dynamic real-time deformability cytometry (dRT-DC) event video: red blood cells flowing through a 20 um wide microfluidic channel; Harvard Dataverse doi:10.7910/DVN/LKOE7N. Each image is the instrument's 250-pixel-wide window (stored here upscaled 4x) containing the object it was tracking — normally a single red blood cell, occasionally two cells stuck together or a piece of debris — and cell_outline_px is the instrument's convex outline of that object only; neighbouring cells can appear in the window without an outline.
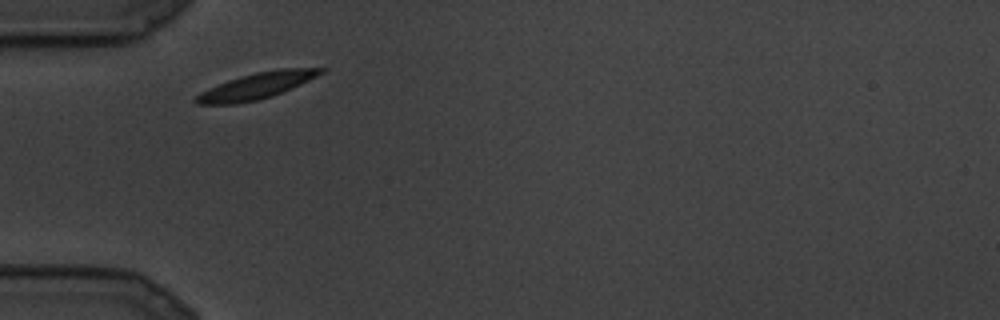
{"species": "common noctule bat (a hibernating species)", "species_latin": "Nyctalus noctula", "temperature_condition": "cold", "stored_images_in_passage": 10, "camera_frame_rate_fps": 3000, "um_per_image_px": 0.085, "animal": {"sex": "male", "body_mass_g": 19.5, "forearm_length_mm": 54.6}, "frame": {"image": 1, "passage_image": 1, "time_ms": 0.0, "image_size_px": [1000, 320], "cell_outline_px": [[328, 68], [324, 72], [308, 80], [272, 96], [256, 100], [236, 104], [196, 104], [192, 100], [200, 92], [228, 80], [256, 72], [284, 68]], "centroid_in_image_um": [21.77, 7.3], "position_along_channel_um": 63.2, "area_um2": 18.67}}
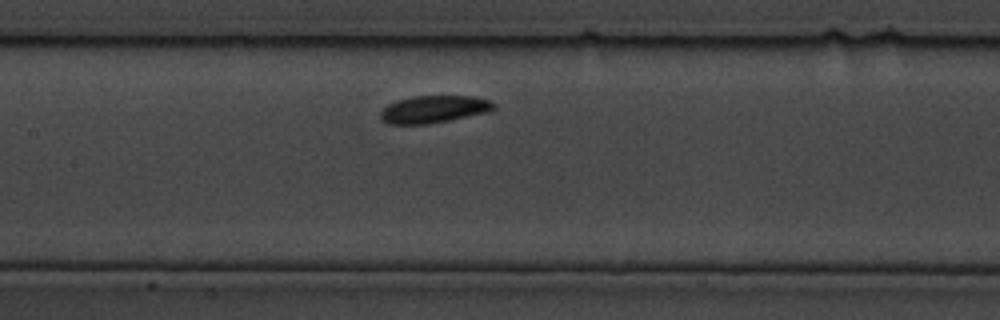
{"frame": {"image": 2, "passage_image": 6, "time_ms": 1.667, "image_size_px": [1000, 320], "cell_outline_px": [[496, 108], [492, 112], [428, 124], [388, 124], [380, 120], [380, 112], [388, 104], [396, 100], [412, 96], [472, 96], [488, 100], [496, 104]], "centroid_in_image_um": [36.89, 9.29], "position_along_channel_um": 170.5, "area_um2": 18.32}}
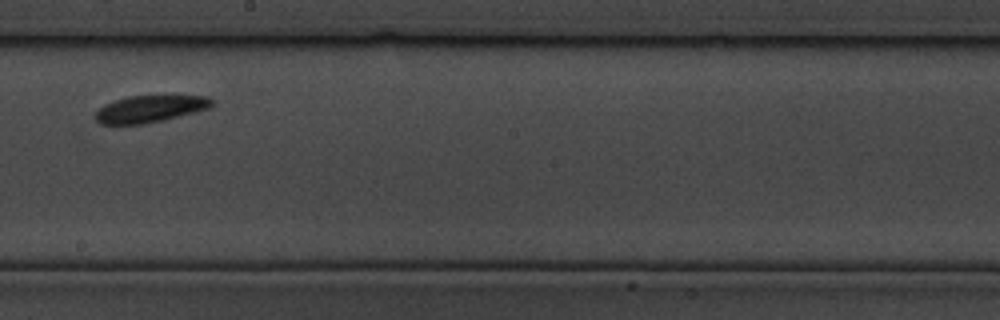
{"frame": {"image": 3, "passage_image": 9, "time_ms": 2.667, "image_size_px": [1000, 320], "cell_outline_px": [[212, 104], [208, 108], [196, 112], [144, 124], [100, 124], [96, 120], [96, 112], [104, 104], [128, 96], [208, 96], [212, 100]], "centroid_in_image_um": [12.73, 9.25], "position_along_channel_um": 235.5, "area_um2": 17.98}}